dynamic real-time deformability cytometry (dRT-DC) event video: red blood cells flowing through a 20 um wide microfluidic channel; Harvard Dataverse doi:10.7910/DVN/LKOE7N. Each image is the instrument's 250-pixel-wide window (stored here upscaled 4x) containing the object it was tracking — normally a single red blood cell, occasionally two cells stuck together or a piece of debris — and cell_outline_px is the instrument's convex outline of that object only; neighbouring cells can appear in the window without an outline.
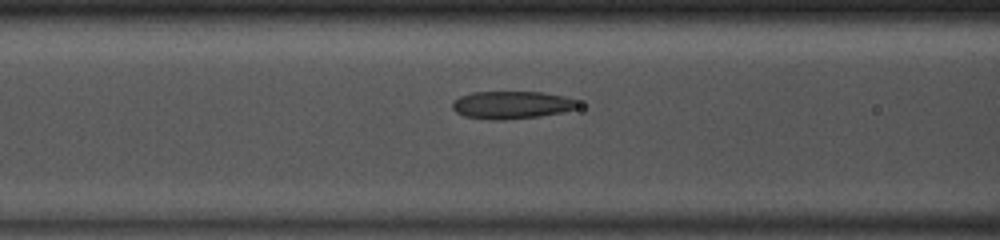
{"species": "common noctule bat (a hibernating species)", "species_latin": "Nyctalus noctula", "temperature_condition": "room temperature", "stored_images_in_passage": 31, "camera_frame_rate_fps": 3000, "um_per_image_px": 0.085, "animal": {"sex": "male", "body_mass_g": 13.0, "forearm_length_mm": 53.1}, "frame": {"image": 1, "passage_image": 5, "time_ms": 1.333, "image_size_px": [1000, 240], "cell_outline_px": [[580, 108], [540, 116], [500, 120], [496, 120], [464, 116], [456, 112], [452, 108], [452, 104], [460, 96], [472, 92], [540, 92], [564, 96], [576, 100], [580, 104]], "centroid_in_image_um": [43.51, 8.91], "position_along_channel_um": 123.1, "area_um2": 20.11}}
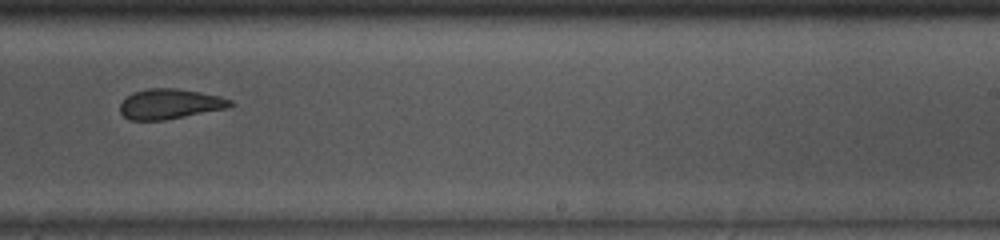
{"frame": {"image": 2, "passage_image": 16, "time_ms": 5.0, "image_size_px": [1000, 240], "cell_outline_px": [[236, 104], [228, 108], [164, 120], [128, 120], [120, 112], [120, 104], [132, 92], [148, 88], [172, 88], [200, 92], [220, 96], [232, 100]], "centroid_in_image_um": [14.46, 8.84], "position_along_channel_um": 274.5, "area_um2": 19.36}}
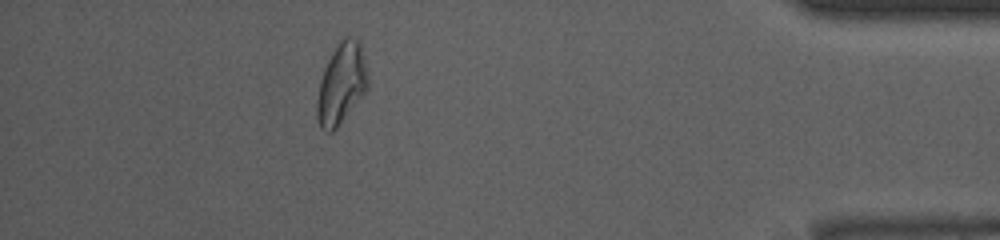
{"frame": {"image": 3, "passage_image": 29, "time_ms": 9.333, "image_size_px": [1000, 240], "cell_outline_px": [[368, 88], [340, 124], [332, 132], [324, 132], [320, 128], [316, 120], [316, 100], [320, 80], [324, 68], [332, 52], [340, 40], [344, 36], [356, 36], [360, 40], [364, 56], [368, 76]], "centroid_in_image_um": [29.01, 7.1], "position_along_channel_um": 406.2, "area_um2": 24.33}, "authors_computed_cell_mechanics": {"area_um2": 20.1144, "velocity_mm_per_s": 4.1311, "shape_relaxation_time_tau1_ms": 10.121, "shape_relaxation_time_tau2_ms": 1.9501, "deformation_change_tau1": 0.2559, "deformation_change_tau2": 0.0822}}